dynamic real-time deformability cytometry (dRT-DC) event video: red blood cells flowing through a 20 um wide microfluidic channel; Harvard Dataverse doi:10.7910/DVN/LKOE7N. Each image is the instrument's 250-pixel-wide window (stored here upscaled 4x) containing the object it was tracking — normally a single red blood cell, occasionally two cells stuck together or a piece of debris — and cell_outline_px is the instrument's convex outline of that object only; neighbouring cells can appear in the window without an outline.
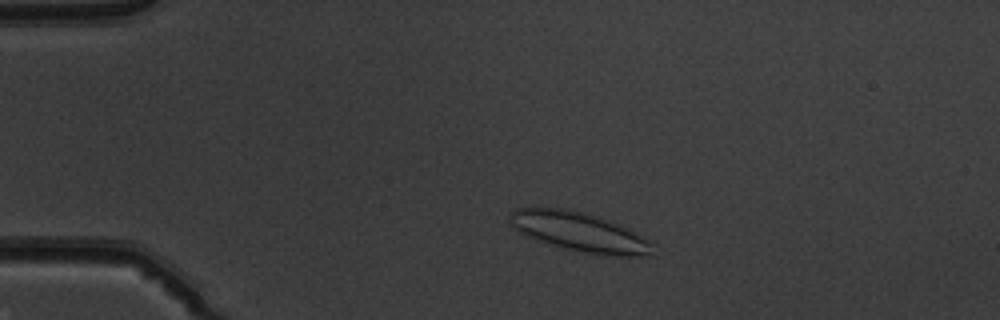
{"species": "common noctule bat (a hibernating species)", "species_latin": "Nyctalus noctula", "temperature_condition": "warm", "stored_images_in_passage": 48, "camera_frame_rate_fps": 3000, "um_per_image_px": 0.085, "animal": {"sex": "male", "body_mass_g": 19.5, "forearm_length_mm": 54.6}, "frame": {"image": 1, "passage_image": 8, "time_ms": 2.333, "image_size_px": [1000, 320], "cell_outline_px": [[652, 256], [612, 256], [584, 252], [564, 248], [528, 236], [520, 232], [508, 224], [508, 216], [516, 208], [560, 208], [600, 216], [648, 240], [652, 244]], "centroid_in_image_um": [49.21, 19.71], "position_along_channel_um": 35.8, "area_um2": 32.02}}
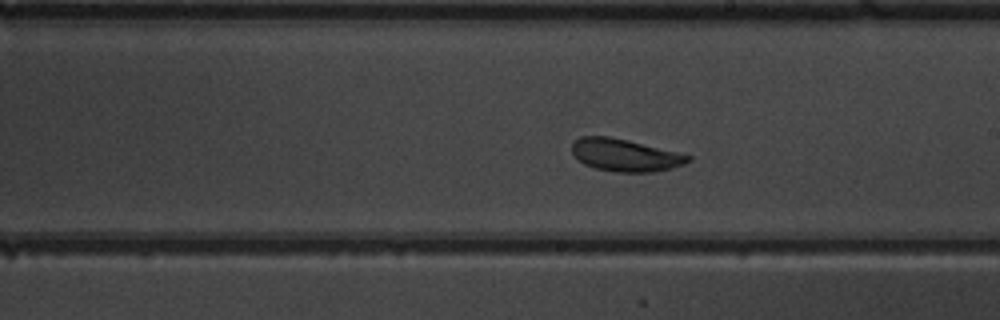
{"frame": {"image": 2, "passage_image": 27, "time_ms": 8.667, "image_size_px": [1000, 320], "cell_outline_px": [[692, 160], [684, 164], [672, 168], [652, 172], [616, 172], [596, 168], [584, 164], [572, 152], [572, 140], [580, 136], [608, 136], [628, 140], [692, 156]], "centroid_in_image_um": [53.12, 13.18], "position_along_channel_um": 235.9, "area_um2": 21.85}}
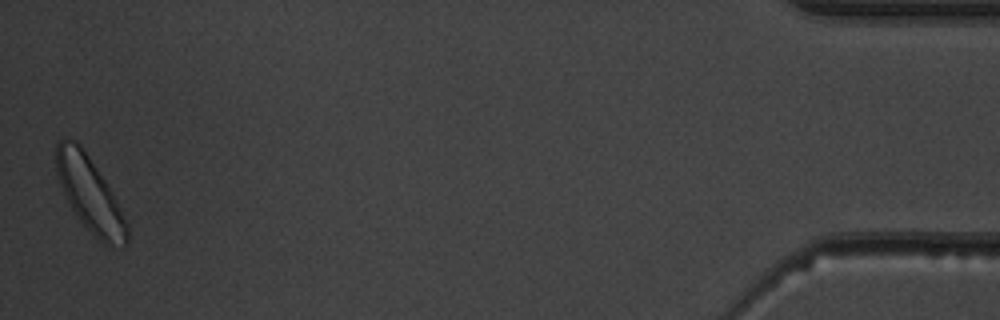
{"frame": {"image": 3, "passage_image": 48, "time_ms": 15.667, "image_size_px": [1000, 320], "cell_outline_px": [[128, 240], [124, 244], [104, 244], [80, 220], [72, 208], [60, 184], [56, 172], [56, 140], [64, 136], [76, 140], [80, 144], [112, 192], [128, 224]], "centroid_in_image_um": [7.6, 16.43], "position_along_channel_um": 427.6, "area_um2": 30.06}, "authors_computed_cell_mechanics": {"area_um2": 23.12, "velocity_mm_per_s": 3.9344, "shape_relaxation_time_tau1_ms": 2.422, "shape_relaxation_time_tau2_ms": 1.8826, "deformation_change_tau1": 0.0794, "deformation_change_tau2": 0.0977}}